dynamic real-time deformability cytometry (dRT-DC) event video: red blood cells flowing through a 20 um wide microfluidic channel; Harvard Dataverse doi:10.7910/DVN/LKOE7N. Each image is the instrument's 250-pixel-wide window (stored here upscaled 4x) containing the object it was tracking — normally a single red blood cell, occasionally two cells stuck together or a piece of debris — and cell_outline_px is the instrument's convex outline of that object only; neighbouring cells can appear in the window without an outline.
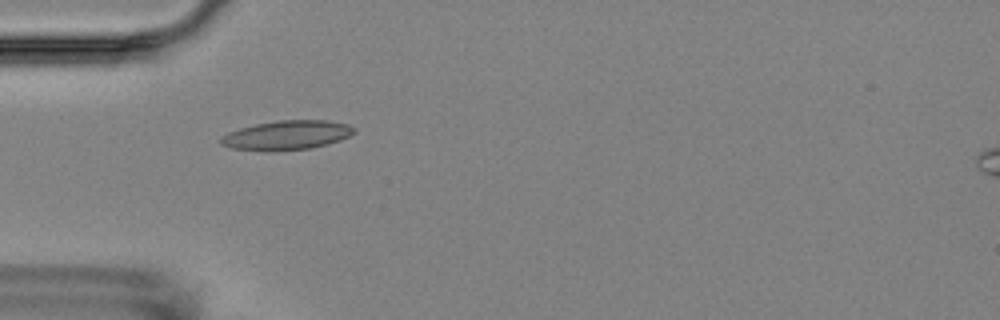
{"species": "Egyptian fruit bat (a non-hibernating species)", "species_latin": "Rousettus aegyptiacus", "temperature_condition": "room temperature", "stored_images_in_passage": 5, "camera_frame_rate_fps": 3000, "um_per_image_px": 0.085, "animal": {"sex": "female"}, "frame": {"image": 1, "passage_image": 4, "time_ms": 4.667, "image_size_px": [1000, 320], "cell_outline_px": [[356, 132], [340, 140], [328, 144], [312, 148], [264, 152], [232, 148], [220, 144], [220, 136], [228, 132], [240, 128], [256, 124], [276, 120], [328, 120], [348, 124], [356, 128]], "centroid_in_image_um": [24.37, 11.49], "position_along_channel_um": 60.6, "area_um2": 23.06}}
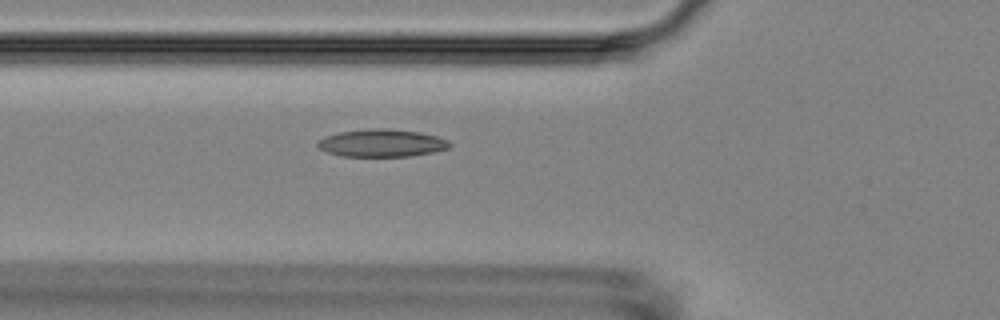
{"frame": {"image": 2, "passage_image": 5, "time_ms": 5.667, "image_size_px": [1000, 320], "cell_outline_px": [[452, 144], [448, 148], [432, 152], [412, 156], [340, 156], [328, 152], [320, 148], [316, 144], [324, 136], [340, 132], [368, 128], [388, 128], [420, 132], [436, 136], [448, 140]], "centroid_in_image_um": [32.45, 12.15], "position_along_channel_um": 93.3, "area_um2": 21.21}}